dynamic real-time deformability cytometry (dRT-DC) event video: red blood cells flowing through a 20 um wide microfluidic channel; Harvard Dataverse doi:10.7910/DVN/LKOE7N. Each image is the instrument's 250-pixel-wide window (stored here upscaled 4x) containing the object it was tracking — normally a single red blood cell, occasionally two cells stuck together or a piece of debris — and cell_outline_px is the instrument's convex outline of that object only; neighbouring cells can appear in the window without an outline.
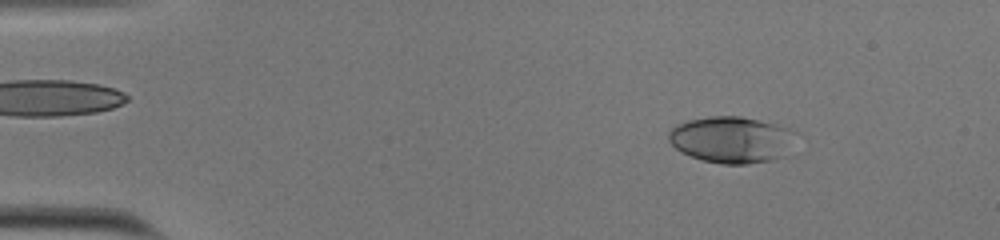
{"species": "human", "species_latin": "Homo sapiens", "temperature_condition": "cold", "stored_images_in_passage": 50, "camera_frame_rate_fps": 3000, "um_per_image_px": 0.085, "donor": {"sex": "male"}, "frame": {"image": 1, "passage_image": 3, "time_ms": 0.667, "image_size_px": [1000, 240], "cell_outline_px": [[788, 156], [772, 160], [748, 164], [720, 164], [704, 160], [680, 152], [668, 140], [668, 132], [672, 128], [688, 120], [712, 116], [740, 116], [788, 128]], "centroid_in_image_um": [62.09, 11.89], "position_along_channel_um": 22.9, "area_um2": 33.64}}
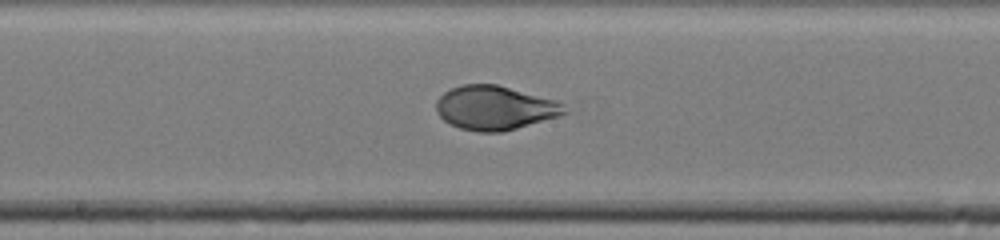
{"frame": {"image": 2, "passage_image": 25, "time_ms": 8.0, "image_size_px": [1000, 240], "cell_outline_px": [[568, 112], [560, 116], [504, 132], [476, 132], [460, 128], [444, 120], [436, 112], [436, 100], [444, 92], [460, 84], [496, 84], [556, 100], [564, 104]], "centroid_in_image_um": [42.07, 9.17], "position_along_channel_um": 206.1, "area_um2": 33.06}}
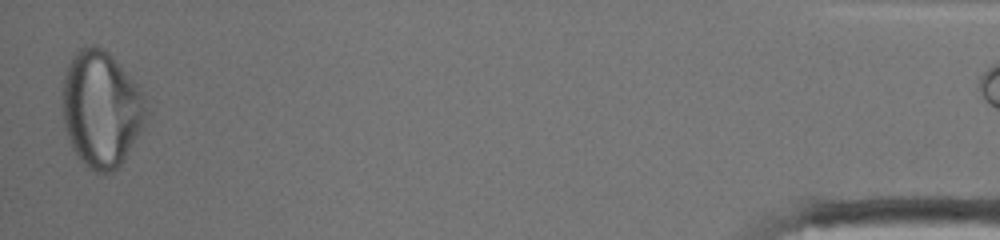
{"frame": {"image": 3, "passage_image": 49, "time_ms": 16.0, "image_size_px": [1000, 240], "cell_outline_px": [[152, 112], [124, 160], [112, 172], [96, 172], [88, 168], [80, 160], [72, 148], [64, 124], [64, 76], [68, 64], [72, 56], [84, 44], [92, 44], [104, 48], [112, 56], [136, 84], [144, 96]], "centroid_in_image_um": [8.65, 9.26], "position_along_channel_um": 426.6, "area_um2": 56.88}}